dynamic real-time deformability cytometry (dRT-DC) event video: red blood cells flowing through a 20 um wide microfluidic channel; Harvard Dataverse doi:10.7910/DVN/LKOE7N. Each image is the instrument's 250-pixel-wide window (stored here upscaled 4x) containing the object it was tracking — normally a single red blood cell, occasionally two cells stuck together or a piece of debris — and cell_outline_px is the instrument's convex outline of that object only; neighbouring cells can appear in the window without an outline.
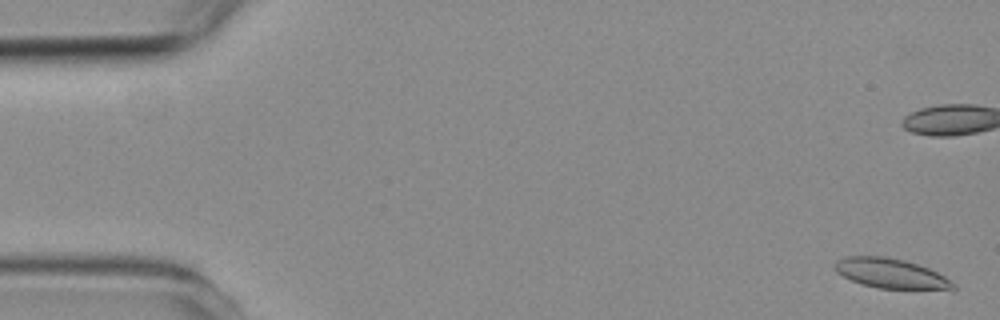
{"species": "common noctule bat (a hibernating species)", "species_latin": "Nyctalus noctula", "temperature_condition": "room temperature", "stored_images_in_passage": 5, "camera_frame_rate_fps": 3000, "um_per_image_px": 0.085, "animal": {"sex": "female", "body_mass_g": 19.3, "forearm_length_mm": 54.1}, "frame": {"image": 1, "passage_image": 1, "time_ms": 0.0, "image_size_px": [1000, 320], "cell_outline_px": [[956, 288], [952, 292], [876, 288], [860, 284], [836, 272], [836, 260], [848, 256], [884, 256], [904, 260], [928, 268], [944, 276], [956, 284]], "centroid_in_image_um": [75.85, 23.3], "position_along_channel_um": 9.2, "area_um2": 21.15}}